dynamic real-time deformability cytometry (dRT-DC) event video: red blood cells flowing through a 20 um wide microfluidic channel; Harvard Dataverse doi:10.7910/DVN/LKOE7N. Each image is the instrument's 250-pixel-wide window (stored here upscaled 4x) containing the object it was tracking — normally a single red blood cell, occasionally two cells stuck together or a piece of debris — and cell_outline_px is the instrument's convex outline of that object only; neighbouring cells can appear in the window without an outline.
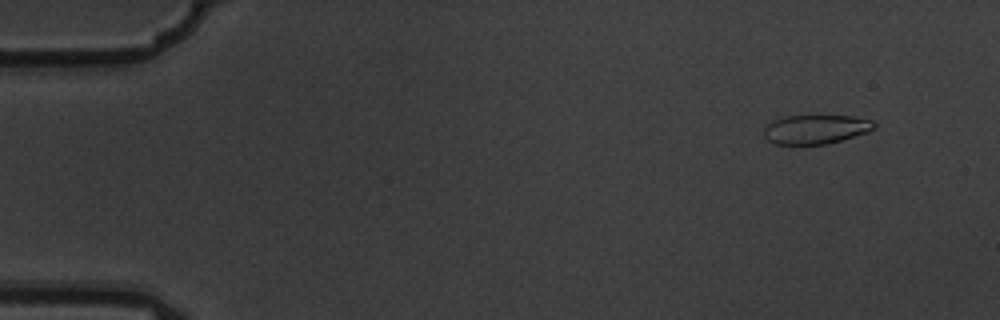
{"species": "common noctule bat (a hibernating species)", "species_latin": "Nyctalus noctula", "temperature_condition": "warm", "stored_images_in_passage": 6, "camera_frame_rate_fps": 3000, "um_per_image_px": 0.085, "animal": {"sex": "male", "body_mass_g": 19.5, "forearm_length_mm": 54.6}, "frame": {"image": 1, "passage_image": 2, "time_ms": 0.333, "image_size_px": [1000, 320], "cell_outline_px": [[876, 128], [868, 132], [828, 144], [772, 144], [764, 136], [764, 128], [772, 120], [784, 116], [856, 116], [872, 120], [876, 124]], "centroid_in_image_um": [69.35, 10.99], "position_along_channel_um": 15.7, "area_um2": 18.84}}
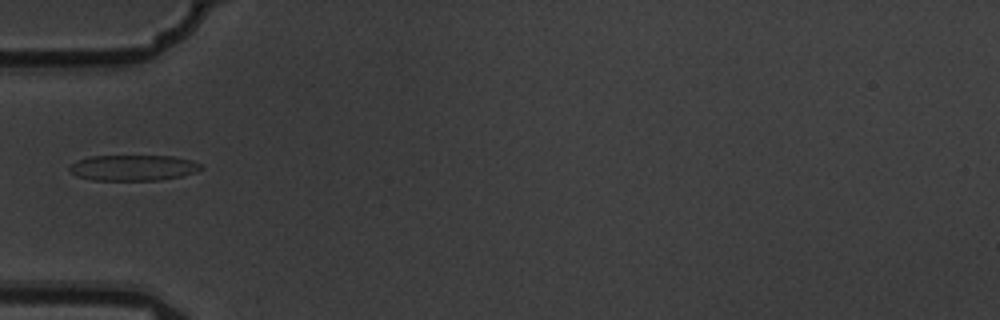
{"frame": {"image": 2, "passage_image": 6, "time_ms": 1.667, "image_size_px": [1000, 320], "cell_outline_px": [[204, 168], [196, 172], [180, 176], [160, 180], [92, 180], [76, 176], [68, 172], [68, 168], [76, 160], [92, 156], [172, 156], [192, 160], [200, 164]], "centroid_in_image_um": [11.3, 14.26], "position_along_channel_um": 73.7, "area_um2": 19.83}}